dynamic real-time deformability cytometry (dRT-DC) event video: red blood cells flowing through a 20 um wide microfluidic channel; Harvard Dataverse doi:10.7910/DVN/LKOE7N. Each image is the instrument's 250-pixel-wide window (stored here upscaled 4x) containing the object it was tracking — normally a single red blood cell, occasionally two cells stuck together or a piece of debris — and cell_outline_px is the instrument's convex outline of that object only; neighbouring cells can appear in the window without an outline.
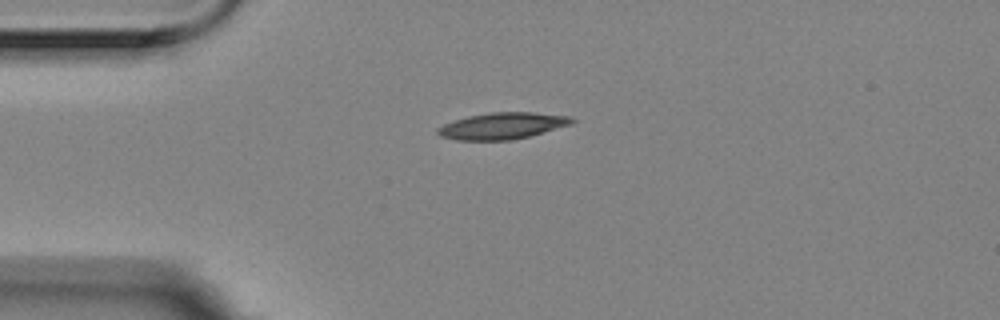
{"species": "Egyptian fruit bat (a non-hibernating species)", "species_latin": "Rousettus aegyptiacus", "temperature_condition": "room temperature", "stored_images_in_passage": 3, "camera_frame_rate_fps": 3000, "um_per_image_px": 0.085, "animal": {"sex": "female"}, "frame": {"image": 1, "passage_image": 1, "time_ms": 0.0, "image_size_px": [1000, 320], "cell_outline_px": [[576, 120], [572, 124], [528, 136], [508, 140], [456, 140], [440, 136], [436, 132], [436, 128], [452, 120], [468, 116], [492, 112], [532, 112], [572, 116]], "centroid_in_image_um": [42.68, 10.69], "position_along_channel_um": 42.3, "area_um2": 20.75}}
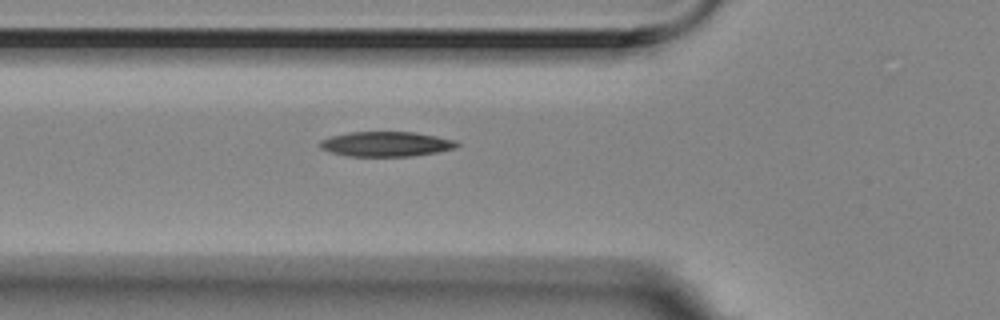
{"frame": {"image": 2, "passage_image": 3, "time_ms": 0.667, "image_size_px": [1000, 320], "cell_outline_px": [[460, 144], [456, 148], [436, 152], [412, 156], [348, 156], [332, 152], [320, 148], [320, 140], [332, 136], [348, 132], [416, 132], [456, 140]], "centroid_in_image_um": [32.84, 12.24], "position_along_channel_um": 93.0, "area_um2": 19.83}}